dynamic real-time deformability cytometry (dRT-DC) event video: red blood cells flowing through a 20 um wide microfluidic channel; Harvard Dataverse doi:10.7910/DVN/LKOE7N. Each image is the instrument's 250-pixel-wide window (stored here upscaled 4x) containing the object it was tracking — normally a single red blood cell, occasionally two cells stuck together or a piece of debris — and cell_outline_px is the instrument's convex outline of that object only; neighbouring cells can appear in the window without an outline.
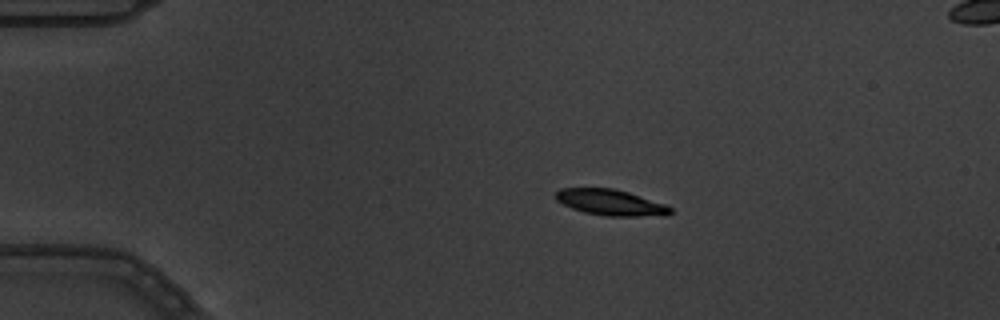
{"species": "common noctule bat (a hibernating species)", "species_latin": "Nyctalus noctula", "temperature_condition": "warm", "stored_images_in_passage": 6, "camera_frame_rate_fps": 3000, "um_per_image_px": 0.085, "animal": {"sex": "male", "body_mass_g": 19.5, "forearm_length_mm": 54.6}, "frame": {"image": 1, "passage_image": 3, "time_ms": 0.667, "image_size_px": [1000, 320], "cell_outline_px": [[672, 212], [668, 216], [604, 216], [584, 212], [572, 208], [556, 200], [552, 196], [560, 188], [616, 188], [664, 204], [672, 208]], "centroid_in_image_um": [51.89, 17.21], "position_along_channel_um": 33.1, "area_um2": 17.46}}